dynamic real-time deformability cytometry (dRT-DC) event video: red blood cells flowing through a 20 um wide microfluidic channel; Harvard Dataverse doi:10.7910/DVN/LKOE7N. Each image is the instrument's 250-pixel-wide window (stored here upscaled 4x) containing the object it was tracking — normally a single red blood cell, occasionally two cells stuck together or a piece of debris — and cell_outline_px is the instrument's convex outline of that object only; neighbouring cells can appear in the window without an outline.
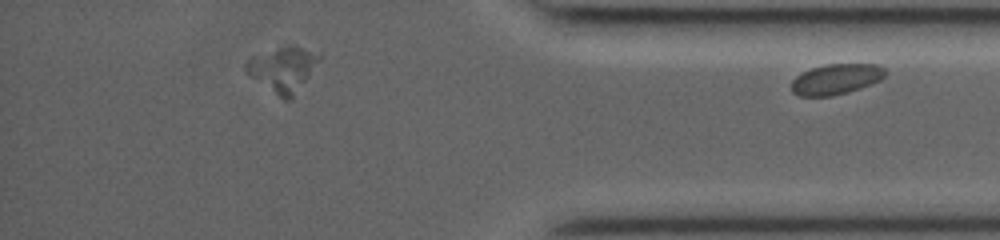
{"species": "common noctule bat (a hibernating species)", "species_latin": "Nyctalus noctula", "temperature_condition": "room temperature", "stored_images_in_passage": 30, "segment_of_instrument_passage": [2, 2], "camera_frame_rate_fps": 3000, "um_per_image_px": 0.085, "animal": {"sex": "female", "body_mass_g": 19.0, "forearm_length_mm": 53.3}, "frame": {"image": 1, "passage_image": 30, "time_ms": 9.667, "image_size_px": [1000, 240], "cell_outline_px": [[888, 72], [880, 80], [860, 88], [832, 96], [800, 96], [792, 92], [792, 80], [796, 76], [812, 68], [824, 64], [876, 64], [884, 68]], "centroid_in_image_um": [71.07, 6.72], "position_along_channel_um": 364.1, "area_um2": 16.59}}